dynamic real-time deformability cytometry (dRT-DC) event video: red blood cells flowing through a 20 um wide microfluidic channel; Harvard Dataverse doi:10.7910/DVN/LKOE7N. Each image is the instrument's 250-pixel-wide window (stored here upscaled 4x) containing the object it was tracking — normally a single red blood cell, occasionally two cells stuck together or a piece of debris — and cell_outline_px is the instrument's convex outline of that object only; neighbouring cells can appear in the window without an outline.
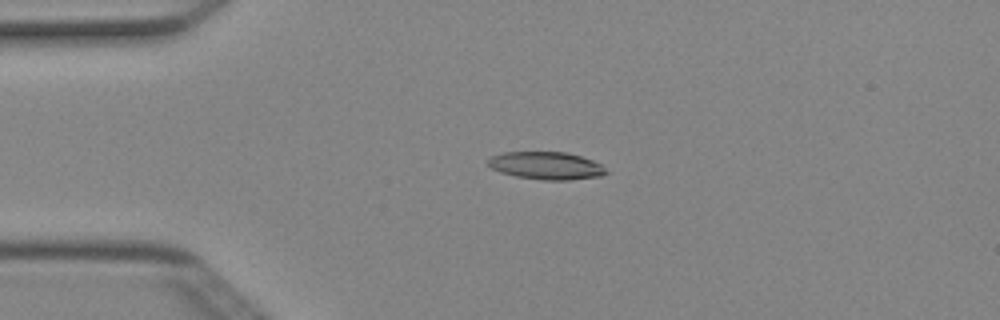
{"species": "Egyptian fruit bat (a non-hibernating species)", "species_latin": "Rousettus aegyptiacus", "temperature_condition": "cold", "stored_images_in_passage": 5, "camera_frame_rate_fps": 3000, "um_per_image_px": 0.085, "animal": {"sex": "female"}, "frame": {"image": 1, "passage_image": 4, "time_ms": 1.0, "image_size_px": [1000, 320], "cell_outline_px": [[608, 172], [600, 176], [568, 180], [544, 180], [516, 176], [500, 172], [492, 168], [488, 164], [488, 160], [492, 156], [500, 152], [568, 152], [592, 160], [600, 164]], "centroid_in_image_um": [46.42, 14.07], "position_along_channel_um": 38.6, "area_um2": 18.9}}